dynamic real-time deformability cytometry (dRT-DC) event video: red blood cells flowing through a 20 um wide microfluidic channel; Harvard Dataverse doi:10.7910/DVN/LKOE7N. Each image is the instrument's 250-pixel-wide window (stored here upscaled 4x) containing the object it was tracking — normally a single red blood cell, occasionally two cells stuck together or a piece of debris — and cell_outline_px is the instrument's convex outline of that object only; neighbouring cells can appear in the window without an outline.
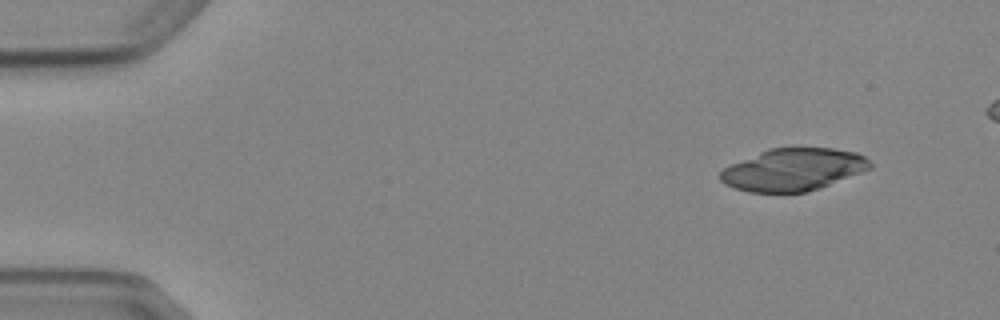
{"species": "Egyptian fruit bat (a non-hibernating species)", "species_latin": "Rousettus aegyptiacus", "temperature_condition": "cold", "stored_images_in_passage": 5, "camera_frame_rate_fps": 3000, "um_per_image_px": 0.085, "animal": {"sex": "female"}, "frame": {"image": 1, "passage_image": 2, "time_ms": 1.0, "image_size_px": [1000, 320], "cell_outline_px": [[872, 168], [820, 188], [808, 192], [748, 192], [724, 184], [720, 180], [720, 172], [724, 168], [732, 164], [768, 148], [832, 148], [856, 152], [864, 156], [872, 164]], "centroid_in_image_um": [67.43, 14.42], "position_along_channel_um": 17.6, "area_um2": 36.76}}